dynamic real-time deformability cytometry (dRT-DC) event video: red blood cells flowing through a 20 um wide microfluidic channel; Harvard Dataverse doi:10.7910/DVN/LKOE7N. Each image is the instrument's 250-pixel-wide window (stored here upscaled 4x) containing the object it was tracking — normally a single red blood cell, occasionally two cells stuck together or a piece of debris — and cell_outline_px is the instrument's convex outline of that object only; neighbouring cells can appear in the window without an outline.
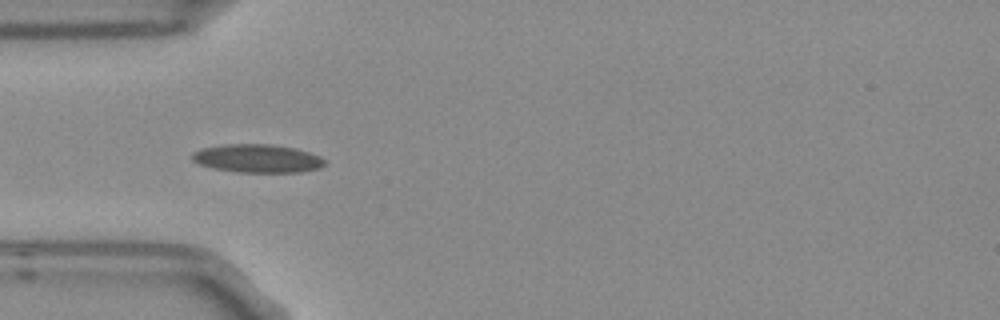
{"species": "Egyptian fruit bat (a non-hibernating species)", "species_latin": "Rousettus aegyptiacus", "temperature_condition": "room temperature", "stored_images_in_passage": 7, "camera_frame_rate_fps": 3000, "um_per_image_px": 0.085, "frame": {"image": 1, "passage_image": 5, "time_ms": 1.333, "image_size_px": [1000, 320], "cell_outline_px": [[324, 164], [320, 168], [300, 172], [236, 172], [212, 168], [200, 164], [192, 160], [192, 152], [204, 148], [224, 144], [272, 144], [292, 148], [308, 152], [320, 156], [324, 160]], "centroid_in_image_um": [21.86, 13.47], "position_along_channel_um": 63.1, "area_um2": 21.73}}
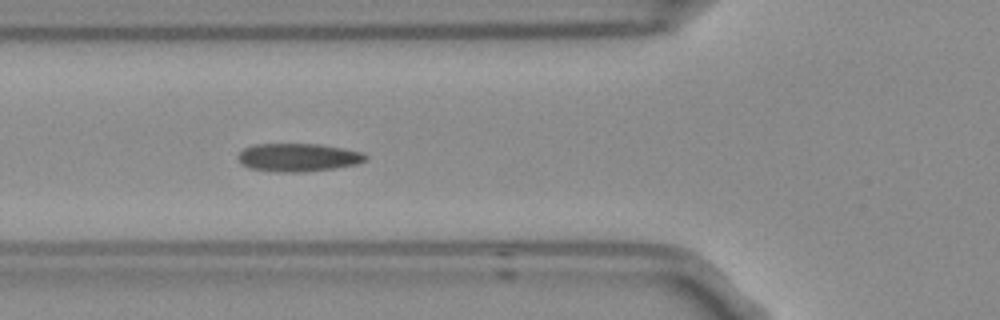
{"frame": {"image": 2, "passage_image": 6, "time_ms": 1.667, "image_size_px": [1000, 320], "cell_outline_px": [[368, 156], [364, 160], [356, 164], [332, 168], [300, 172], [276, 172], [248, 168], [240, 160], [240, 152], [244, 148], [256, 144], [320, 144], [344, 148], [360, 152]], "centroid_in_image_um": [25.34, 13.37], "position_along_channel_um": 100.5, "area_um2": 20.58}}